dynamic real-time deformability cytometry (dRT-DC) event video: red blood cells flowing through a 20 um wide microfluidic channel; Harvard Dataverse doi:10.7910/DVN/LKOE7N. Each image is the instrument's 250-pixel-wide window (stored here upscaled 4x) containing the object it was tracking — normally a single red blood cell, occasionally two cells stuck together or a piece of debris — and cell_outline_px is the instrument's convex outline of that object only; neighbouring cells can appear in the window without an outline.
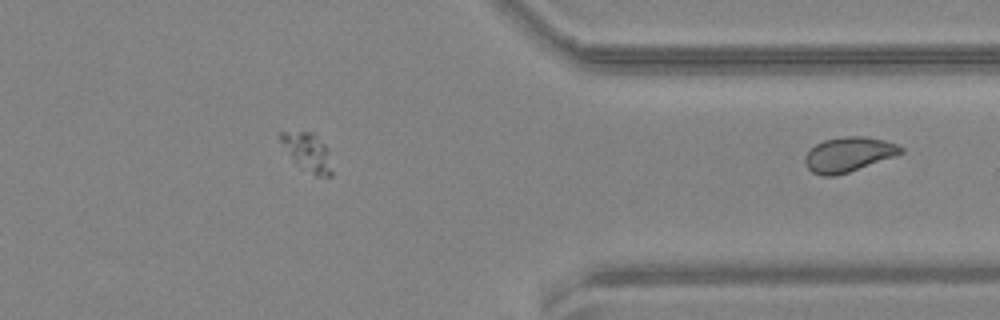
{"species": "common noctule bat (a hibernating species)", "species_latin": "Nyctalus noctula", "temperature_condition": "warm", "stored_images_in_passage": 13, "camera_frame_rate_fps": 3000, "um_per_image_px": 0.085, "animal": {"sex": "female", "body_mass_g": 24.6, "forearm_length_mm": 56.2}, "frame": {"image": 1, "passage_image": 13, "time_ms": 4.0, "image_size_px": [1000, 320], "cell_outline_px": [[904, 152], [848, 172], [836, 176], [820, 176], [812, 172], [808, 168], [804, 160], [804, 156], [816, 144], [824, 140], [844, 136], [864, 136], [884, 140], [896, 144], [904, 148]], "centroid_in_image_um": [72.1, 13.12], "position_along_channel_um": 339.3, "area_um2": 19.19}}